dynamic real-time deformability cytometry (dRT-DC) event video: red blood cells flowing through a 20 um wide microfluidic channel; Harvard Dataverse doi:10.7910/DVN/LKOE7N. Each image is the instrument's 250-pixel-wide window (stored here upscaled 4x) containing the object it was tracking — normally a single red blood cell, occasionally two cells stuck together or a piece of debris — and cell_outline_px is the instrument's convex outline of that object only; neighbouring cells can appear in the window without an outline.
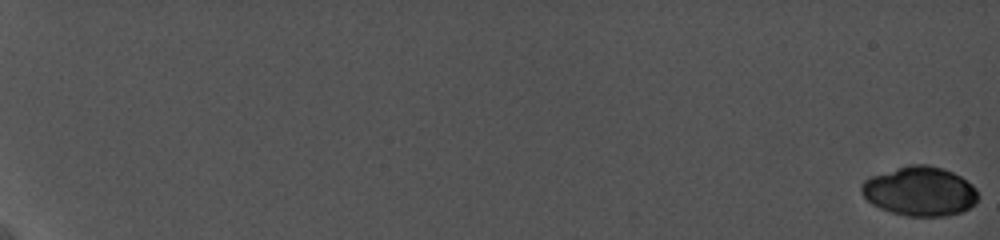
{"species": "common noctule bat (a hibernating species)", "species_latin": "Nyctalus noctula", "temperature_condition": "cold", "stored_images_in_passage": 22, "camera_frame_rate_fps": 5000, "um_per_image_px": 0.085, "animal": {"sex": "female", "body_mass_g": 19.0, "forearm_length_mm": 56.7}, "frame": {"image": 1, "passage_image": 1, "time_ms": 0.0, "image_size_px": [1000, 240], "cell_outline_px": [[980, 196], [976, 204], [964, 212], [948, 216], [904, 216], [880, 208], [872, 204], [860, 192], [860, 184], [864, 180], [872, 176], [908, 164], [928, 164], [952, 172], [960, 176], [972, 184], [976, 188]], "centroid_in_image_um": [78.22, 16.27], "position_along_channel_um": 6.8, "area_um2": 33.87}}
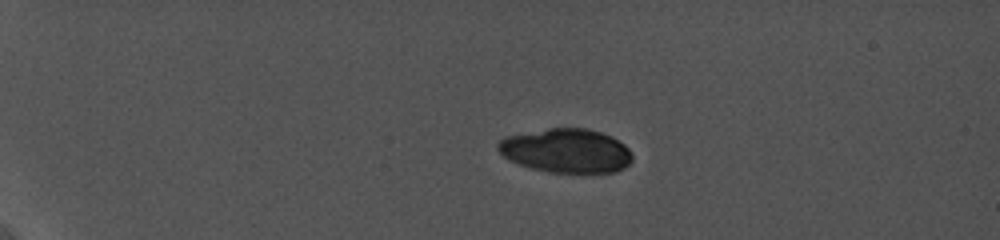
{"frame": {"image": 2, "passage_image": 13, "time_ms": 5.4, "image_size_px": [1000, 240], "cell_outline_px": [[632, 160], [624, 168], [616, 172], [548, 172], [532, 168], [520, 164], [504, 156], [496, 148], [496, 144], [504, 136], [548, 128], [588, 128], [612, 136], [624, 144], [632, 152]], "centroid_in_image_um": [48.14, 12.8], "position_along_channel_um": 36.9, "area_um2": 34.51}}